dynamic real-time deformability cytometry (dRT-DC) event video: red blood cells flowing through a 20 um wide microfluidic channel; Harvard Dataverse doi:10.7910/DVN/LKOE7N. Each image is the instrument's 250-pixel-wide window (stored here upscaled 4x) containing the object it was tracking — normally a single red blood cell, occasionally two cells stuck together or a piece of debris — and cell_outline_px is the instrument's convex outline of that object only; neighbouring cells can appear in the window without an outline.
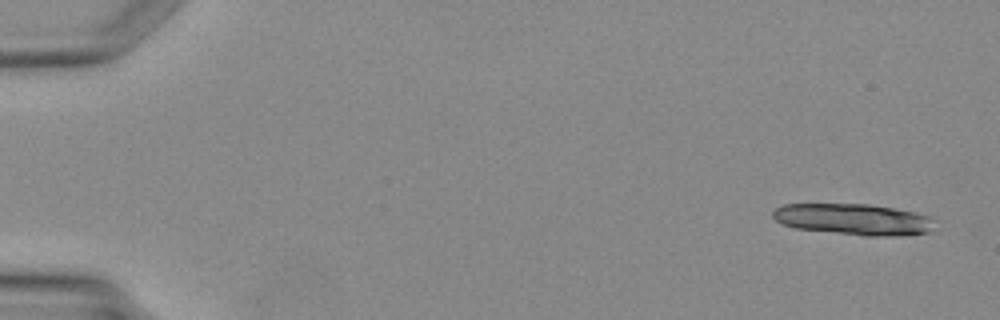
{"species": "Egyptian fruit bat (a non-hibernating species)", "species_latin": "Rousettus aegyptiacus", "temperature_condition": "warm", "stored_images_in_passage": 3, "camera_frame_rate_fps": 3000, "um_per_image_px": 0.085, "animal": {"sex": "female"}, "frame": {"image": 1, "passage_image": 1, "time_ms": 0.0, "image_size_px": [1000, 320], "cell_outline_px": [[936, 220], [932, 232], [896, 236], [864, 236], [796, 228], [784, 224], [776, 220], [772, 216], [772, 212], [776, 208], [784, 204], [868, 204], [916, 212], [932, 216]], "centroid_in_image_um": [72.63, 18.65], "position_along_channel_um": 12.4, "area_um2": 29.71}}